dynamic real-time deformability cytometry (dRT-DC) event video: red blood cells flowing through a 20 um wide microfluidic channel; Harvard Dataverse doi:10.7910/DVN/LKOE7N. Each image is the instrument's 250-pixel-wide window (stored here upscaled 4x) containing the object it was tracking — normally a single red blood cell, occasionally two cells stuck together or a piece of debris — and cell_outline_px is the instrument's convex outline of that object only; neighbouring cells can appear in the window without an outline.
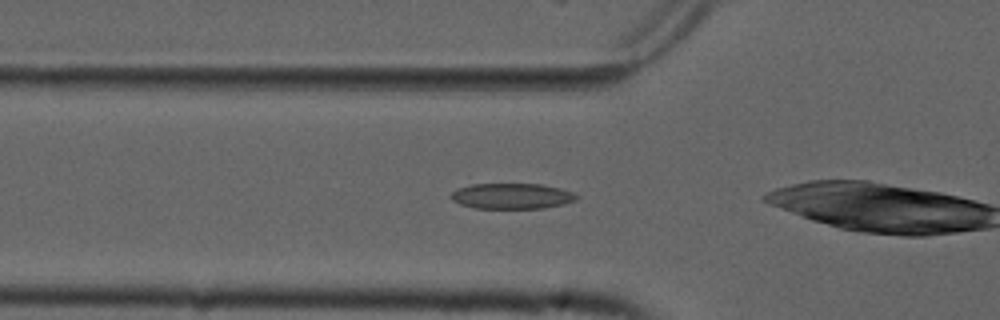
{"species": "common noctule bat (a hibernating species)", "species_latin": "Nyctalus noctula", "temperature_condition": "cold", "stored_images_in_passage": 7, "camera_frame_rate_fps": 3000, "um_per_image_px": 0.085, "animal": {"sex": "male", "forearm_length_mm": 52.5}, "frame": {"image": 1, "passage_image": 2, "time_ms": 0.333, "image_size_px": [1000, 320], "cell_outline_px": [[580, 196], [576, 200], [564, 204], [544, 208], [476, 208], [460, 204], [452, 200], [452, 192], [456, 188], [472, 184], [540, 184], [560, 188], [572, 192]], "centroid_in_image_um": [43.52, 16.66], "position_along_channel_um": 82.3, "area_um2": 18.73}}
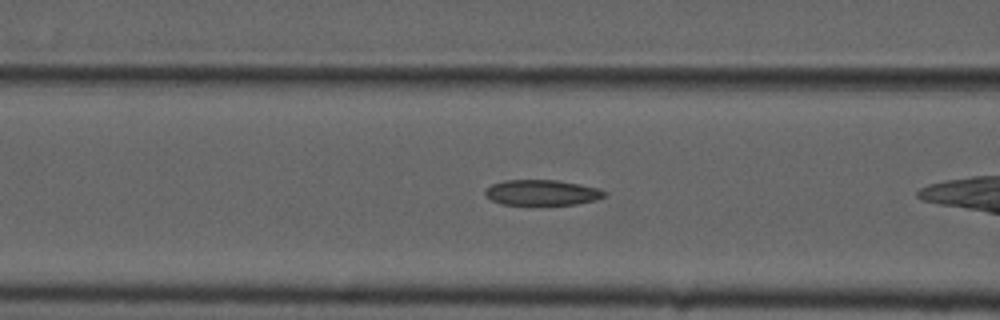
{"frame": {"image": 2, "passage_image": 5, "time_ms": 1.333, "image_size_px": [1000, 320], "cell_outline_px": [[608, 192], [604, 196], [596, 200], [576, 204], [500, 204], [484, 196], [484, 192], [492, 184], [504, 180], [556, 180], [580, 184], [596, 188]], "centroid_in_image_um": [46.05, 16.36], "position_along_channel_um": 120.6, "area_um2": 17.57}}